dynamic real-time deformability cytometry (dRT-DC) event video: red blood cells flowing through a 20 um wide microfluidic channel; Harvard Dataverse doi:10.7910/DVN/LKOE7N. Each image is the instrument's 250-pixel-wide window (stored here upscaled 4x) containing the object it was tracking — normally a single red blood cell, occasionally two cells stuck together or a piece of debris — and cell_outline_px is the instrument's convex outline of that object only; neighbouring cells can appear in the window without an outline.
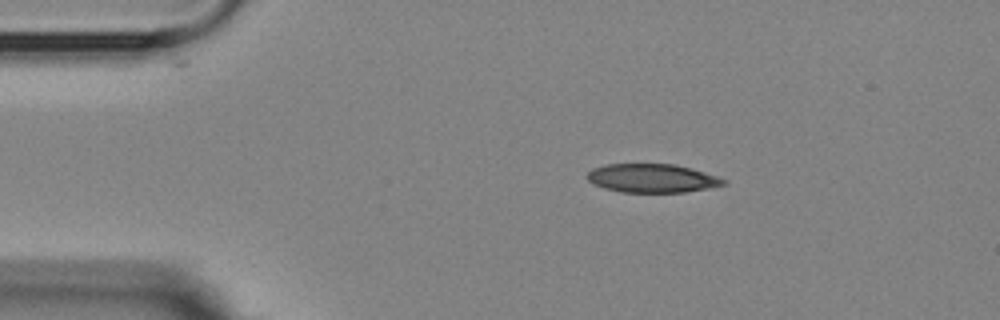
{"species": "Egyptian fruit bat (a non-hibernating species)", "species_latin": "Rousettus aegyptiacus", "temperature_condition": "room temperature", "stored_images_in_passage": 5, "camera_frame_rate_fps": 3000, "um_per_image_px": 0.085, "animal": {"sex": "female"}, "frame": {"image": 1, "passage_image": 2, "time_ms": 1.0, "image_size_px": [1000, 320], "cell_outline_px": [[728, 184], [708, 188], [684, 192], [620, 192], [604, 188], [588, 180], [584, 176], [592, 168], [604, 164], [676, 164], [692, 168], [728, 180]], "centroid_in_image_um": [55.43, 15.14], "position_along_channel_um": 29.6, "area_um2": 22.89}}
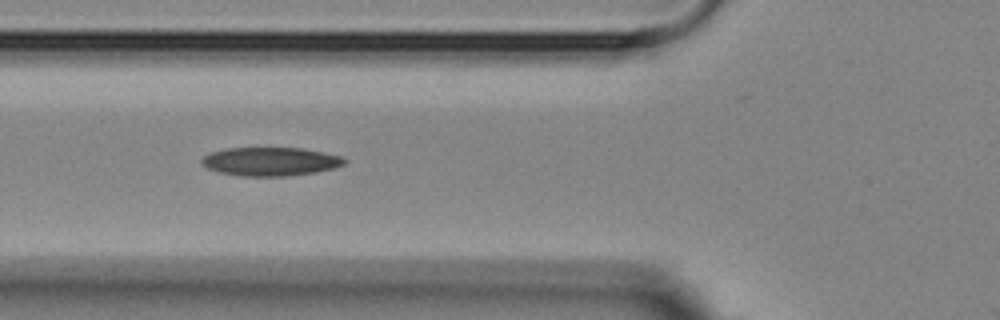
{"frame": {"image": 2, "passage_image": 4, "time_ms": 4.333, "image_size_px": [1000, 320], "cell_outline_px": [[348, 160], [344, 164], [336, 168], [316, 172], [288, 176], [240, 176], [220, 172], [208, 168], [200, 164], [200, 160], [204, 156], [212, 152], [224, 148], [300, 148], [324, 152], [340, 156]], "centroid_in_image_um": [22.99, 13.73], "position_along_channel_um": 102.8, "area_um2": 23.87}}
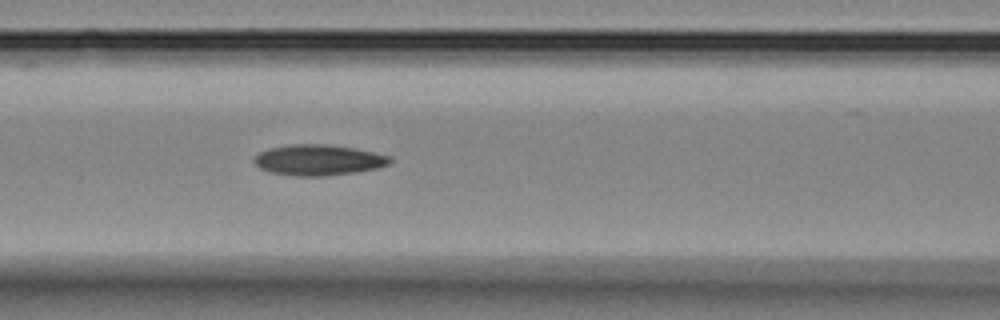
{"frame": {"image": 3, "passage_image": 5, "time_ms": 5.333, "image_size_px": [1000, 320], "cell_outline_px": [[392, 160], [388, 164], [376, 168], [356, 172], [320, 176], [292, 176], [272, 172], [260, 168], [252, 160], [260, 152], [268, 148], [292, 144], [320, 144], [352, 148], [372, 152], [388, 156]], "centroid_in_image_um": [27.02, 13.6], "position_along_channel_um": 139.6, "area_um2": 23.93}}